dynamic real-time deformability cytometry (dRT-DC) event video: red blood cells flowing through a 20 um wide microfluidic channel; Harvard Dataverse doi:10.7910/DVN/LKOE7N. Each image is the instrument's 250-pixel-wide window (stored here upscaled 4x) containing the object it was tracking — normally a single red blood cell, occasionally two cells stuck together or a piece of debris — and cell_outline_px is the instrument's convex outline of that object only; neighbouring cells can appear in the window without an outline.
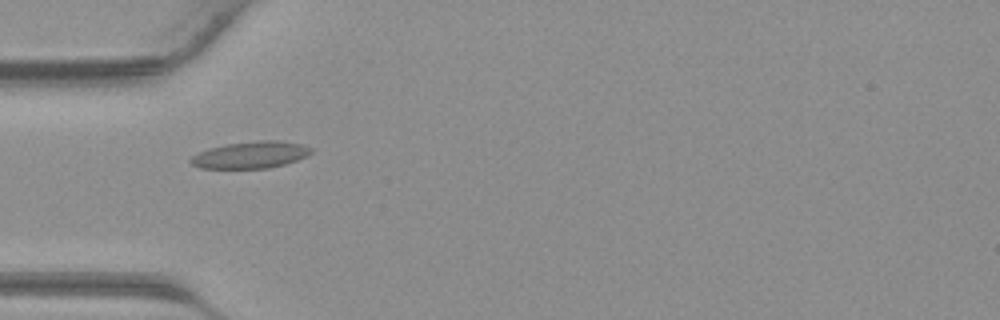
{"species": "common noctule bat (a hibernating species)", "species_latin": "Nyctalus noctula", "temperature_condition": "warm", "stored_images_in_passage": 41, "camera_frame_rate_fps": 3000, "um_per_image_px": 0.085, "animal": {"sex": "male", "body_mass_g": 23.1, "forearm_length_mm": 52.7}, "frame": {"image": 1, "passage_image": 13, "time_ms": 4.0, "image_size_px": [1000, 320], "cell_outline_px": [[312, 152], [296, 160], [284, 164], [268, 168], [200, 168], [192, 164], [188, 160], [192, 156], [208, 148], [224, 144], [260, 140], [280, 140], [304, 144], [312, 148]], "centroid_in_image_um": [21.3, 13.15], "position_along_channel_um": 63.7, "area_um2": 18.84}}
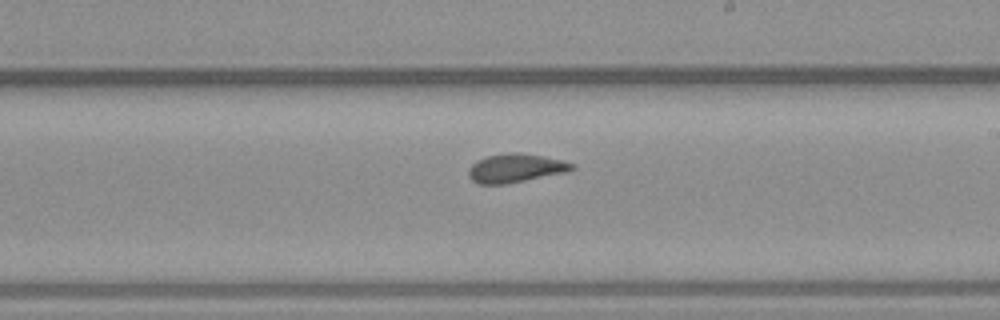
{"frame": {"image": 2, "passage_image": 24, "time_ms": 7.667, "image_size_px": [1000, 320], "cell_outline_px": [[576, 168], [568, 172], [504, 184], [480, 184], [472, 180], [468, 176], [468, 168], [476, 160], [488, 156], [508, 152], [520, 152], [544, 156], [576, 164]], "centroid_in_image_um": [43.83, 14.28], "position_along_channel_um": 245.2, "area_um2": 17.4}}
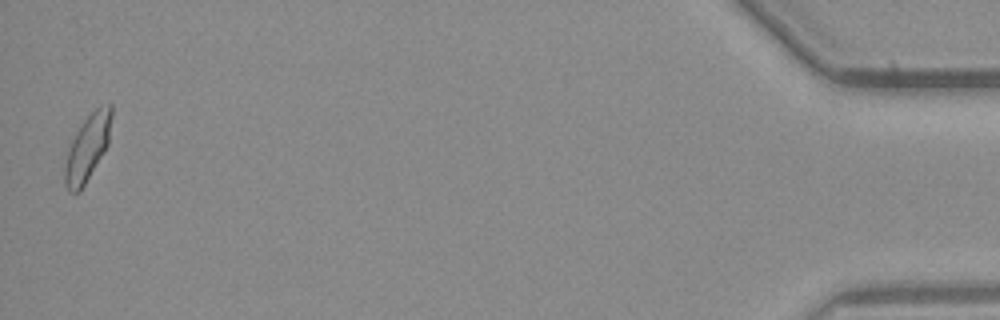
{"frame": {"image": 3, "passage_image": 41, "time_ms": 13.333, "image_size_px": [1000, 320], "cell_outline_px": [[112, 116], [108, 144], [80, 192], [68, 192], [64, 184], [64, 164], [72, 140], [76, 132], [84, 120], [100, 104], [112, 104]], "centroid_in_image_um": [7.43, 12.55], "position_along_channel_um": 427.8, "area_um2": 17.86}}